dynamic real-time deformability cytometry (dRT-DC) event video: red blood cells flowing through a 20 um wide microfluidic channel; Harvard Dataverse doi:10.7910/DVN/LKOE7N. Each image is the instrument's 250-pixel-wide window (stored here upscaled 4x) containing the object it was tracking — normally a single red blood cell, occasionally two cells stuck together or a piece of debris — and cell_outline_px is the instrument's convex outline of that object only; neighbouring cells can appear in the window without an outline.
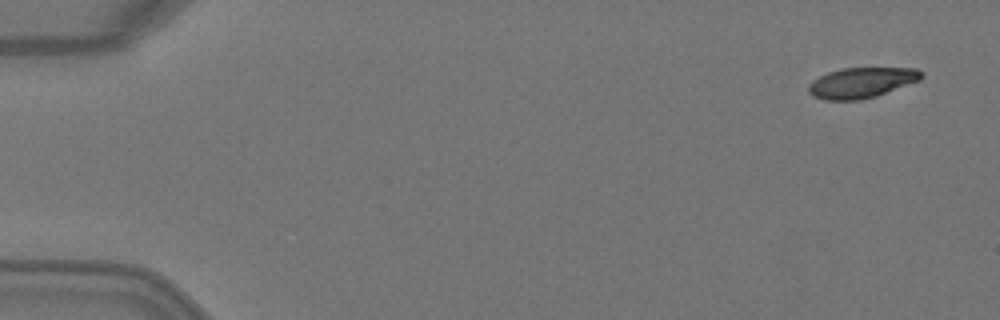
{"species": "Egyptian fruit bat (a non-hibernating species)", "species_latin": "Rousettus aegyptiacus", "temperature_condition": "warm", "stored_images_in_passage": 2, "camera_frame_rate_fps": 3000, "um_per_image_px": 0.085, "animal": {"sex": "female"}, "frame": {"image": 1, "passage_image": 2, "time_ms": 0.333, "image_size_px": [1000, 320], "cell_outline_px": [[924, 76], [920, 80], [876, 96], [860, 100], [824, 100], [812, 96], [808, 92], [808, 84], [812, 80], [828, 72], [840, 68], [916, 68], [924, 72]], "centroid_in_image_um": [73.22, 7.02], "position_along_channel_um": 11.8, "area_um2": 20.17}}